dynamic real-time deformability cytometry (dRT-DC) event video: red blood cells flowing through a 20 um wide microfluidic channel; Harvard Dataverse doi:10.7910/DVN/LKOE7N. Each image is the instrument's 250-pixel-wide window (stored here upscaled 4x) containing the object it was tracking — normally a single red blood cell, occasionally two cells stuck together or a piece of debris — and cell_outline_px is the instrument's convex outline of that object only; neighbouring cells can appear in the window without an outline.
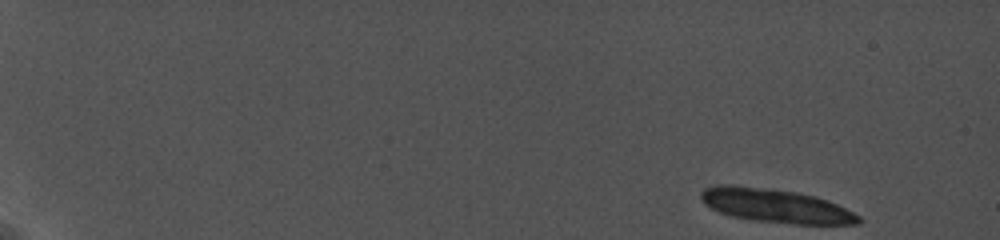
{"species": "common noctule bat (a hibernating species)", "species_latin": "Nyctalus noctula", "temperature_condition": "cold", "stored_images_in_passage": 6, "camera_frame_rate_fps": 5000, "um_per_image_px": 0.085, "animal": {"sex": "female", "body_mass_g": 19.0, "forearm_length_mm": 56.7}, "frame": {"image": 1, "passage_image": 1, "time_ms": 0.0, "image_size_px": [1000, 240], "cell_outline_px": [[864, 220], [860, 224], [796, 224], [752, 220], [728, 216], [704, 204], [700, 200], [700, 192], [704, 188], [716, 184], [732, 184], [796, 192], [816, 196], [828, 200], [860, 216]], "centroid_in_image_um": [65.89, 17.49], "position_along_channel_um": 19.1, "area_um2": 31.21}}